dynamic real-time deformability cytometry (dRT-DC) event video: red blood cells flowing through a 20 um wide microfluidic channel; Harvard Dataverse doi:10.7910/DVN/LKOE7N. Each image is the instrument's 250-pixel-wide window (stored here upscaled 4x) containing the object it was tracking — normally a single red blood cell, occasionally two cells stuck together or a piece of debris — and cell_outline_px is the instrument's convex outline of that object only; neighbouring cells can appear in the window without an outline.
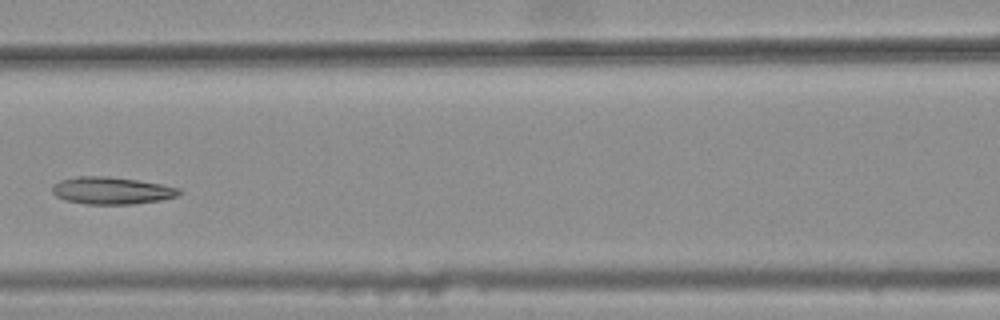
{"species": "common noctule bat (a hibernating species)", "species_latin": "Nyctalus noctula", "temperature_condition": "warm", "stored_images_in_passage": 7, "camera_frame_rate_fps": 3000, "um_per_image_px": 0.085, "animal": {"sex": "female", "body_mass_g": 25.1}, "frame": {"image": 1, "passage_image": 6, "time_ms": 1.667, "image_size_px": [1000, 320], "cell_outline_px": [[184, 192], [176, 196], [160, 200], [132, 204], [88, 204], [64, 200], [56, 196], [52, 192], [52, 188], [60, 180], [76, 176], [108, 176], [136, 180], [160, 184], [180, 188]], "centroid_in_image_um": [9.49, 16.2], "position_along_channel_um": 157.1, "area_um2": 20.06}}
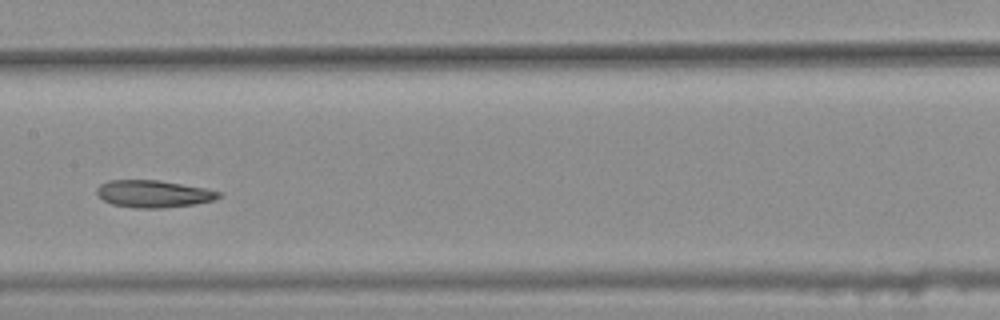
{"frame": {"image": 2, "passage_image": 7, "time_ms": 2.0, "image_size_px": [1000, 320], "cell_outline_px": [[220, 196], [216, 200], [196, 204], [164, 208], [136, 208], [112, 204], [96, 196], [96, 188], [100, 184], [108, 180], [156, 180], [204, 188], [220, 192]], "centroid_in_image_um": [13.01, 16.48], "position_along_channel_um": 194.4, "area_um2": 19.36}}